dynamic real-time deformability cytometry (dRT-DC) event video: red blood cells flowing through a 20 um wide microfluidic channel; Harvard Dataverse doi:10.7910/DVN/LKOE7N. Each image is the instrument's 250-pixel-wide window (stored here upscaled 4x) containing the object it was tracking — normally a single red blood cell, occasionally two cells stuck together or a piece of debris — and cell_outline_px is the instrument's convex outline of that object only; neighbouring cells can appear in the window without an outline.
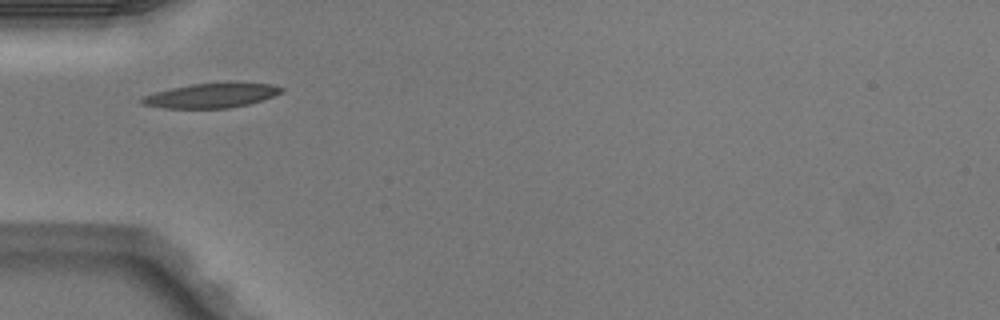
{"species": "Egyptian fruit bat (a non-hibernating species)", "species_latin": "Rousettus aegyptiacus", "temperature_condition": "warm", "stored_images_in_passage": 1, "camera_frame_rate_fps": 3000, "um_per_image_px": 0.085, "animal": {"sex": "male"}, "frame": {"image": 1, "passage_image": 1, "time_ms": 0.0, "image_size_px": [1000, 320], "cell_outline_px": [[284, 92], [248, 104], [228, 108], [164, 108], [140, 104], [136, 100], [144, 96], [156, 92], [172, 88], [192, 84], [272, 84], [284, 88]], "centroid_in_image_um": [17.89, 8.14], "position_along_channel_um": 67.1, "area_um2": 19.42}}